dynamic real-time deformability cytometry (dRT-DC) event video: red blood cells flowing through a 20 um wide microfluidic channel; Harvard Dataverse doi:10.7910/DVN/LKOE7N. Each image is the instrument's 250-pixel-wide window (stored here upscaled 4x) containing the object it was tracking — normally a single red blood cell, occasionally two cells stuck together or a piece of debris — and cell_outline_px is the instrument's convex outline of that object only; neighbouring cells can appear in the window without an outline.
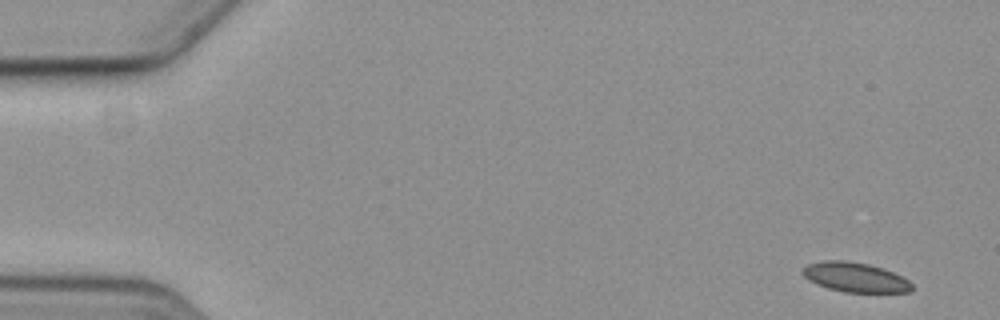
{"species": "common noctule bat (a hibernating species)", "species_latin": "Nyctalus noctula", "temperature_condition": "cold", "stored_images_in_passage": 5, "camera_frame_rate_fps": 3000, "um_per_image_px": 0.085, "animal": {"sex": "female", "body_mass_g": 19.3, "forearm_length_mm": 54.1}, "frame": {"image": 1, "passage_image": 1, "time_ms": 0.0, "image_size_px": [1000, 320], "cell_outline_px": [[912, 292], [844, 292], [828, 288], [816, 284], [808, 280], [800, 272], [808, 264], [820, 260], [844, 260], [868, 264], [884, 268], [908, 280], [912, 284]], "centroid_in_image_um": [72.66, 23.56], "position_along_channel_um": 12.3, "area_um2": 18.9}}
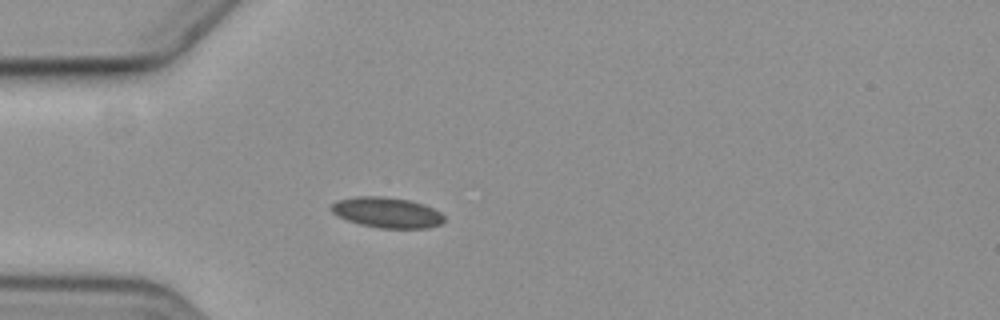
{"frame": {"image": 2, "passage_image": 4, "time_ms": 4.667, "image_size_px": [1000, 320], "cell_outline_px": [[444, 220], [440, 224], [428, 228], [380, 228], [360, 224], [336, 216], [328, 208], [336, 200], [356, 196], [380, 196], [408, 200], [424, 204], [440, 212], [444, 216]], "centroid_in_image_um": [32.85, 18.06], "position_along_channel_um": 52.1, "area_um2": 20.11}}